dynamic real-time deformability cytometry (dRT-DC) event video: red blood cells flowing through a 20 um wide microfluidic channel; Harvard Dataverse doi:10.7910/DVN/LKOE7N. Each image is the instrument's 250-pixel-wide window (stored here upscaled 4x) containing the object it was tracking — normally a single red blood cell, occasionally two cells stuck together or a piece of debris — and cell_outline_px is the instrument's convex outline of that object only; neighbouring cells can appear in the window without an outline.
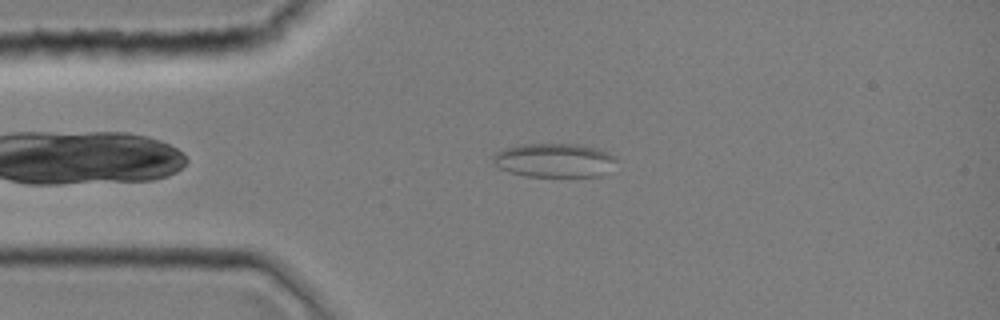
{"species": "common noctule bat (a hibernating species)", "species_latin": "Nyctalus noctula", "temperature_condition": "room temperature", "stored_images_in_passage": 40, "camera_frame_rate_fps": 3000, "um_per_image_px": 0.085, "animal": {"sex": "female", "body_mass_g": 19.0, "forearm_length_mm": 51.5}, "frame": {"image": 1, "passage_image": 6, "time_ms": 1.667, "image_size_px": [1000, 320], "cell_outline_px": [[616, 160], [600, 176], [524, 176], [500, 168], [492, 164], [492, 156], [496, 152], [504, 148], [524, 144], [576, 144], [600, 148], [616, 156]], "centroid_in_image_um": [47.08, 13.61], "position_along_channel_um": 37.9, "area_um2": 24.28}}
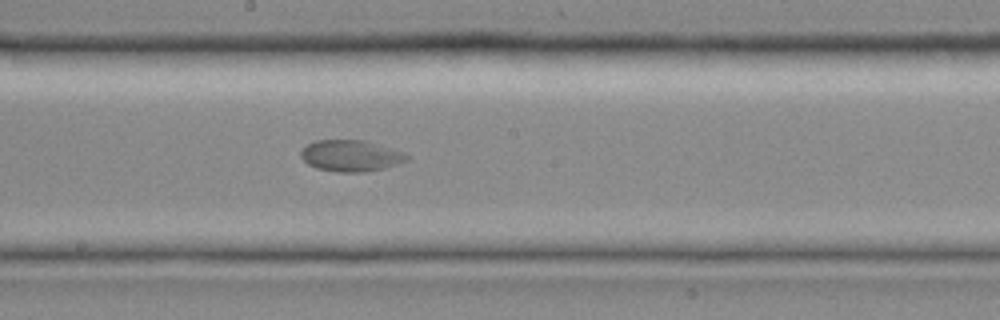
{"frame": {"image": 2, "passage_image": 20, "time_ms": 6.333, "image_size_px": [1000, 320], "cell_outline_px": [[412, 156], [408, 160], [384, 168], [364, 172], [340, 172], [316, 168], [308, 164], [300, 156], [300, 152], [308, 144], [316, 140], [364, 140], [404, 152]], "centroid_in_image_um": [29.84, 13.24], "position_along_channel_um": 218.4, "area_um2": 19.31}}
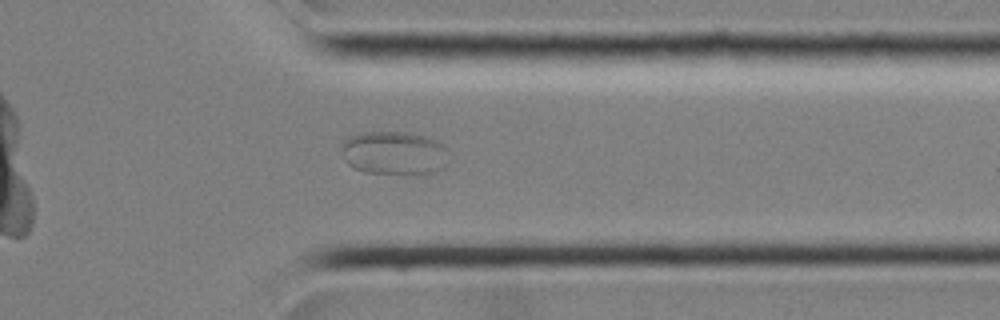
{"frame": {"image": 3, "passage_image": 31, "time_ms": 10.0, "image_size_px": [1000, 320], "cell_outline_px": [[448, 164], [444, 168], [424, 176], [364, 172], [352, 168], [344, 160], [340, 152], [340, 144], [344, 136], [356, 132], [404, 132], [424, 136], [436, 140], [444, 144], [448, 148]], "centroid_in_image_um": [33.48, 13.02], "position_along_channel_um": 377.9, "area_um2": 28.61}}